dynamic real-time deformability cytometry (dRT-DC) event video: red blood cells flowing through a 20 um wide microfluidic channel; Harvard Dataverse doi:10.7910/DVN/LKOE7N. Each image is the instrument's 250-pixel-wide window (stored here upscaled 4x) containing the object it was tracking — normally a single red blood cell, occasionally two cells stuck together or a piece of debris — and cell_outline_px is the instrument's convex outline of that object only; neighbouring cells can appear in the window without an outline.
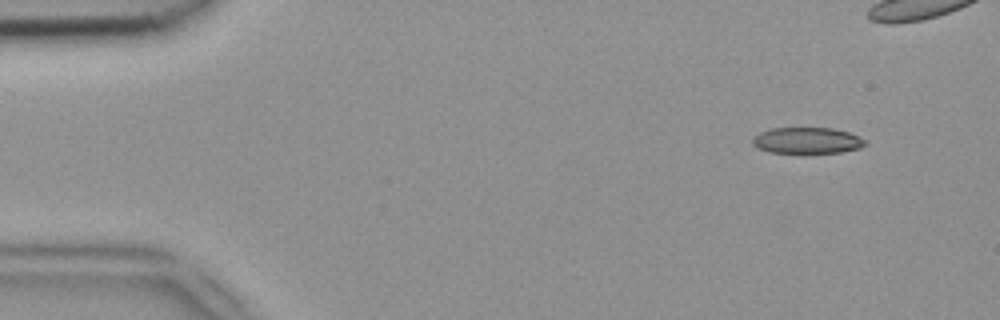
{"species": "common noctule bat (a hibernating species)", "species_latin": "Nyctalus noctula", "temperature_condition": "room temperature", "stored_images_in_passage": 16, "camera_frame_rate_fps": 3000, "um_per_image_px": 0.085, "animal": {"sex": "female", "body_mass_g": 18.4}, "frame": {"image": 1, "passage_image": 5, "time_ms": 1.333, "image_size_px": [1000, 320], "cell_outline_px": [[860, 144], [852, 148], [832, 152], [780, 152], [764, 148], [788, 128], [816, 128], [840, 132], [852, 136]], "centroid_in_image_um": [69.01, 11.99], "position_along_channel_um": 16.0, "area_um2": 12.48}}